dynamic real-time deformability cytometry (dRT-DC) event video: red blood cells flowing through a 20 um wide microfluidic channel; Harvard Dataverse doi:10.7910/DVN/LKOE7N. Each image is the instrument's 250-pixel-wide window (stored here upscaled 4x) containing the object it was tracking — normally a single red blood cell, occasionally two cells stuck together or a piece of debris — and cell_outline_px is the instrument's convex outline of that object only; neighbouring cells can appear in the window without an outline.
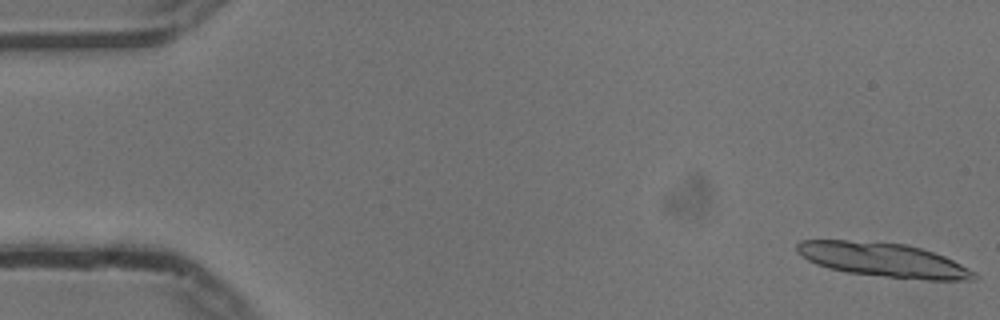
{"species": "common noctule bat (a hibernating species)", "species_latin": "Nyctalus noctula", "temperature_condition": "cold", "stored_images_in_passage": 27, "camera_frame_rate_fps": 3000, "um_per_image_px": 0.085, "animal": {"sex": "male", "body_mass_g": 13.3}, "frame": {"image": 1, "passage_image": 1, "time_ms": 0.0, "image_size_px": [1000, 320], "cell_outline_px": [[976, 280], [928, 280], [848, 272], [828, 268], [816, 264], [808, 260], [796, 252], [796, 244], [800, 240], [848, 240], [904, 244], [920, 248], [944, 256], [976, 272]], "centroid_in_image_um": [75.05, 22.08], "position_along_channel_um": 9.9, "area_um2": 34.74}}
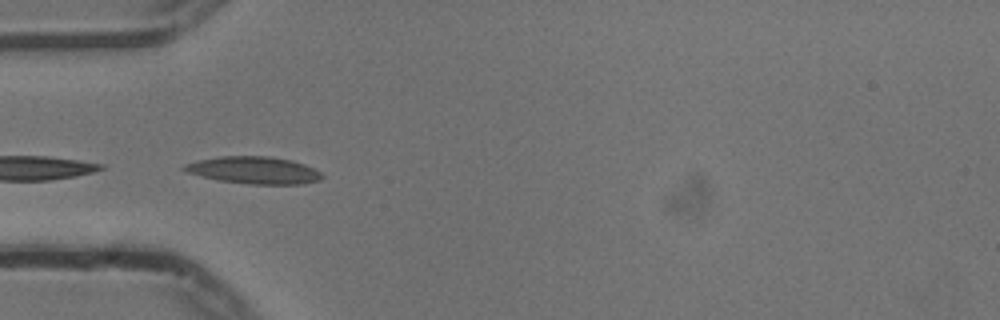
{"frame": {"image": 2, "passage_image": 17, "time_ms": 5.333, "image_size_px": [1000, 320], "cell_outline_px": [[324, 176], [320, 180], [300, 184], [252, 184], [220, 180], [188, 172], [180, 168], [184, 164], [200, 160], [220, 156], [268, 156], [292, 160], [304, 164], [320, 172]], "centroid_in_image_um": [21.61, 14.46], "position_along_channel_um": 63.4, "area_um2": 21.5}}